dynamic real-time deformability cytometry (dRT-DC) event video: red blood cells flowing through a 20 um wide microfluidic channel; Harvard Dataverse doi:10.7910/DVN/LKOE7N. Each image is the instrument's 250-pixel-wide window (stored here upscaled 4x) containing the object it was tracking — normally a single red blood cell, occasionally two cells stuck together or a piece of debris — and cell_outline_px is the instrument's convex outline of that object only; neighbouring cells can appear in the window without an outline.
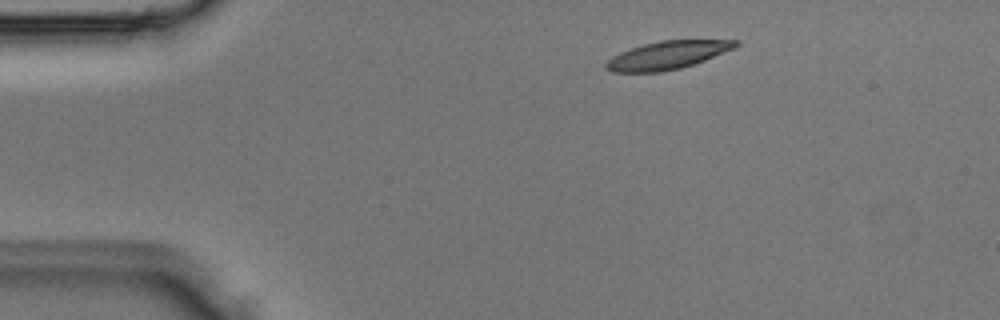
{"species": "Egyptian fruit bat (a non-hibernating species)", "species_latin": "Rousettus aegyptiacus", "temperature_condition": "room temperature", "stored_images_in_passage": 3, "camera_frame_rate_fps": 3000, "um_per_image_px": 0.085, "animal": {"sex": "male"}, "frame": {"image": 1, "passage_image": 1, "time_ms": 0.0, "image_size_px": [1000, 320], "cell_outline_px": [[740, 44], [736, 48], [704, 60], [680, 68], [660, 72], [612, 72], [604, 68], [604, 64], [612, 56], [620, 52], [644, 44], [660, 40], [740, 40]], "centroid_in_image_um": [56.73, 4.69], "position_along_channel_um": 28.3, "area_um2": 21.15}}